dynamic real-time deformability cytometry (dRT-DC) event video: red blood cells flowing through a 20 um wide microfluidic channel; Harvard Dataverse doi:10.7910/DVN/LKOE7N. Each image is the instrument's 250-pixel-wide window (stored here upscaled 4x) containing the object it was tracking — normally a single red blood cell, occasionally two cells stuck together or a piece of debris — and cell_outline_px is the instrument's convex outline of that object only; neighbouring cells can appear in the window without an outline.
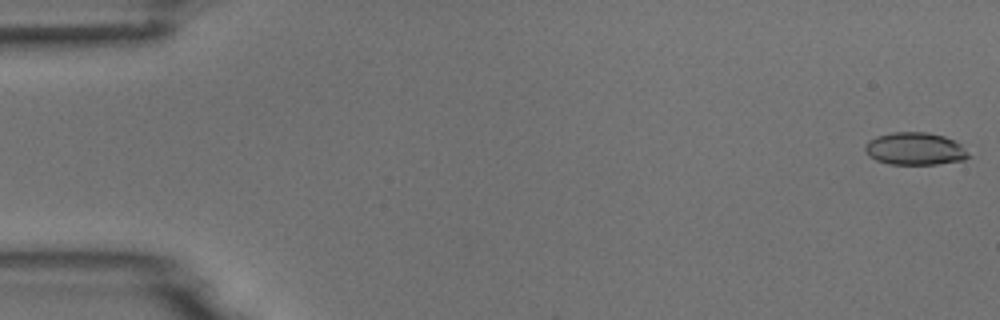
{"species": "common noctule bat (a hibernating species)", "species_latin": "Nyctalus noctula", "temperature_condition": "room temperature", "stored_images_in_passage": 54, "camera_frame_rate_fps": 3000, "um_per_image_px": 0.085, "animal": {"sex": "male", "body_mass_g": 18.8}, "frame": {"image": 1, "passage_image": 1, "time_ms": 0.0, "image_size_px": [1000, 320], "cell_outline_px": [[968, 156], [964, 160], [936, 164], [888, 164], [876, 160], [864, 148], [864, 144], [868, 140], [876, 136], [892, 132], [928, 132], [944, 136], [956, 140], [968, 152]], "centroid_in_image_um": [77.78, 12.63], "position_along_channel_um": 7.2, "area_um2": 19.59}}
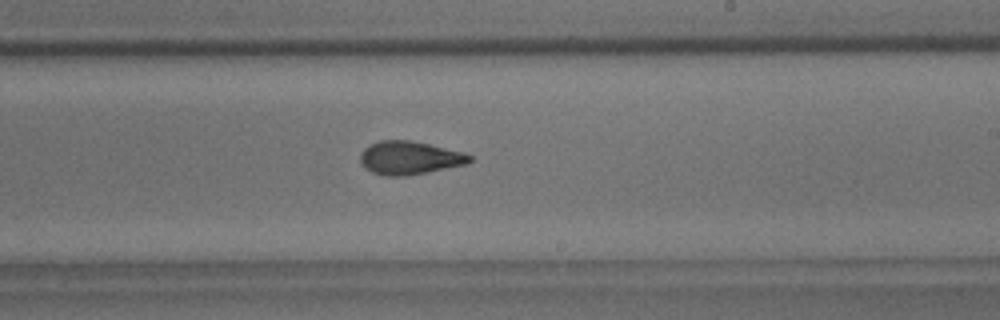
{"frame": {"image": 2, "passage_image": 32, "time_ms": 10.333, "image_size_px": [1000, 320], "cell_outline_px": [[472, 160], [468, 164], [408, 176], [384, 176], [372, 172], [364, 168], [360, 160], [360, 152], [368, 144], [380, 140], [408, 140], [428, 144], [464, 152], [472, 156]], "centroid_in_image_um": [34.79, 13.42], "position_along_channel_um": 254.2, "area_um2": 21.44}}
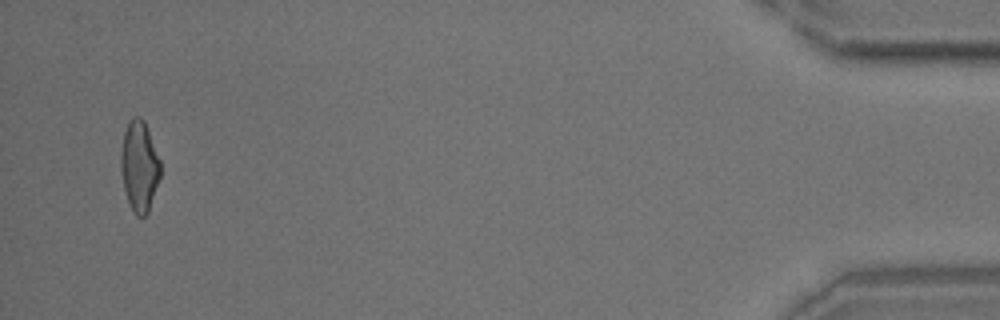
{"frame": {"image": 3, "passage_image": 52, "time_ms": 17.0, "image_size_px": [1000, 320], "cell_outline_px": [[160, 176], [148, 212], [144, 216], [136, 216], [132, 212], [124, 188], [120, 168], [120, 152], [124, 132], [128, 120], [132, 116], [140, 116], [144, 120], [160, 160]], "centroid_in_image_um": [11.82, 14.1], "position_along_channel_um": 423.4, "area_um2": 20.92}}